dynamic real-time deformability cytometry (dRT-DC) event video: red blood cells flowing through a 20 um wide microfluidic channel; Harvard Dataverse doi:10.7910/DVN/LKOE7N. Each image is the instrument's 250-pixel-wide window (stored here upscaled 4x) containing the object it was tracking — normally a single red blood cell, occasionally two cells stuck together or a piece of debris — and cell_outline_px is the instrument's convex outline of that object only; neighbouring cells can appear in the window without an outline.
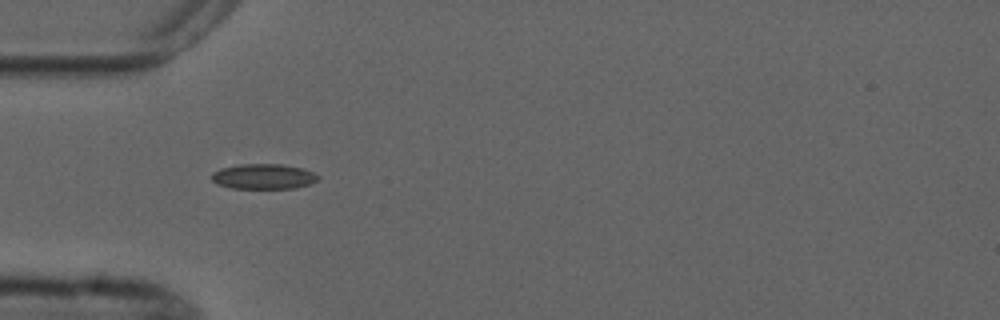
{"species": "common noctule bat (a hibernating species)", "species_latin": "Nyctalus noctula", "temperature_condition": "cold", "stored_images_in_passage": 3, "camera_frame_rate_fps": 3000, "um_per_image_px": 0.085, "animal": {"sex": "male", "forearm_length_mm": 52.5}, "frame": {"image": 1, "passage_image": 1, "time_ms": 0.0, "image_size_px": [1000, 320], "cell_outline_px": [[320, 176], [316, 180], [308, 184], [296, 188], [232, 188], [216, 184], [212, 180], [212, 172], [220, 168], [240, 164], [280, 164], [304, 168]], "centroid_in_image_um": [22.37, 14.99], "position_along_channel_um": 62.6, "area_um2": 15.61}}
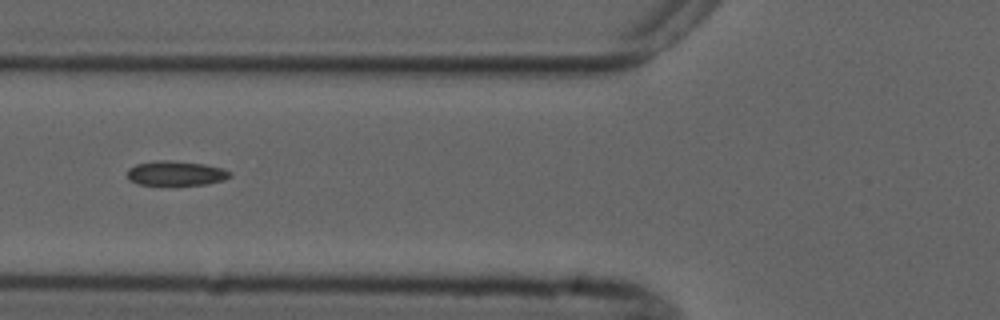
{"frame": {"image": 2, "passage_image": 2, "time_ms": 1.333, "image_size_px": [1000, 320], "cell_outline_px": [[232, 176], [224, 180], [204, 184], [172, 188], [140, 184], [128, 180], [128, 168], [136, 164], [156, 160], [168, 160], [204, 164], [220, 168], [232, 172]], "centroid_in_image_um": [14.92, 14.78], "position_along_channel_um": 110.9, "area_um2": 15.43}}
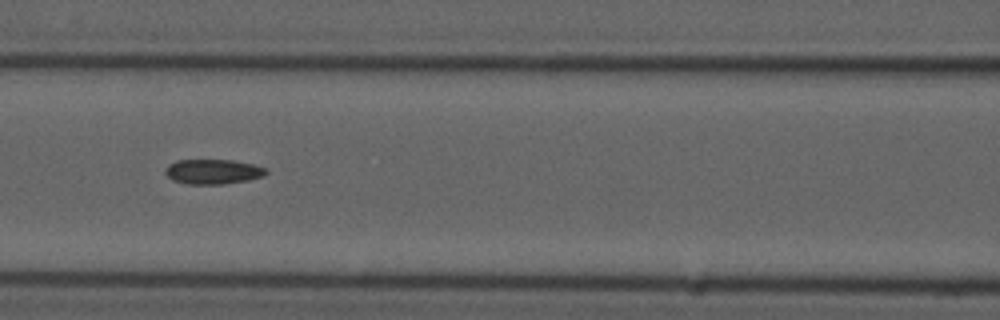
{"frame": {"image": 3, "passage_image": 3, "time_ms": 2.333, "image_size_px": [1000, 320], "cell_outline_px": [[268, 172], [264, 176], [248, 180], [224, 184], [188, 184], [172, 180], [164, 172], [168, 164], [176, 160], [232, 160], [252, 164], [264, 168]], "centroid_in_image_um": [18.08, 14.59], "position_along_channel_um": 148.5, "area_um2": 14.57}}